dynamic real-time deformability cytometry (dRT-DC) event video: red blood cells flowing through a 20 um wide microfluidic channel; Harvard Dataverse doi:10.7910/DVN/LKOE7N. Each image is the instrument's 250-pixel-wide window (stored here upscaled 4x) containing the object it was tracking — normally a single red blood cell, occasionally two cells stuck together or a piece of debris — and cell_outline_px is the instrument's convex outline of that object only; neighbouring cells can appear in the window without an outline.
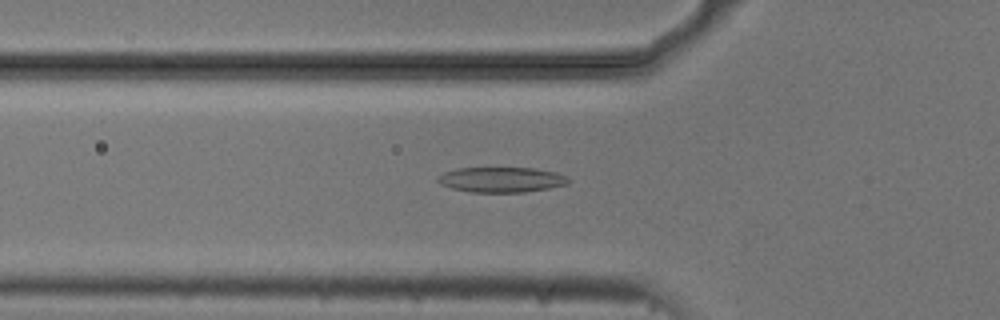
{"species": "common noctule bat (a hibernating species)", "species_latin": "Nyctalus noctula", "temperature_condition": "cold", "stored_images_in_passage": 53, "camera_frame_rate_fps": 3000, "um_per_image_px": 0.085, "animal": {"sex": "male", "body_mass_g": 20.5, "forearm_length_mm": 52.5}, "frame": {"image": 1, "passage_image": 18, "time_ms": 5.667, "image_size_px": [1000, 320], "cell_outline_px": [[572, 180], [568, 184], [548, 188], [524, 192], [472, 192], [452, 188], [440, 184], [436, 180], [436, 176], [444, 172], [456, 168], [532, 168], [556, 172], [568, 176]], "centroid_in_image_um": [42.62, 15.27], "position_along_channel_um": 83.2, "area_um2": 19.31}}
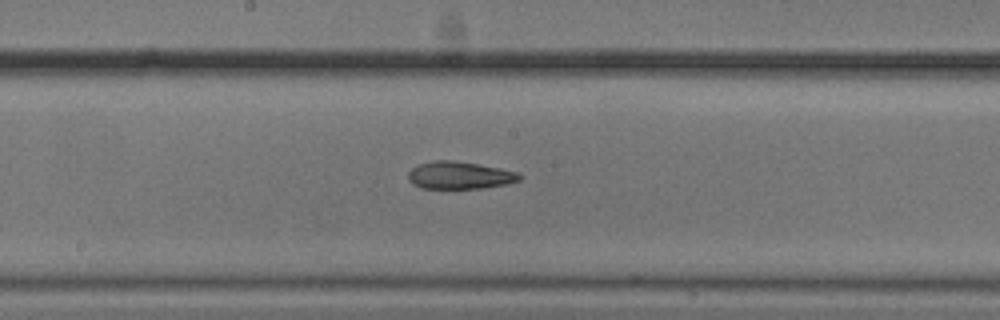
{"frame": {"image": 2, "passage_image": 28, "time_ms": 9.0, "image_size_px": [1000, 320], "cell_outline_px": [[520, 180], [508, 184], [480, 188], [420, 188], [412, 184], [408, 180], [408, 172], [412, 168], [420, 164], [432, 160], [452, 160], [476, 164], [516, 172], [520, 176]], "centroid_in_image_um": [39.0, 14.91], "position_along_channel_um": 209.2, "area_um2": 17.57}}
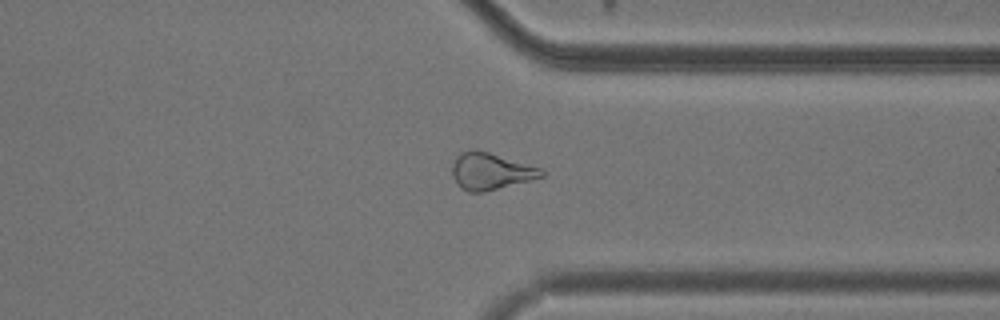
{"frame": {"image": 3, "passage_image": 41, "time_ms": 13.333, "image_size_px": [1000, 320], "cell_outline_px": [[544, 176], [484, 192], [468, 192], [460, 188], [452, 176], [452, 164], [456, 156], [460, 152], [488, 152], [540, 168], [544, 172]], "centroid_in_image_um": [41.66, 14.59], "position_along_channel_um": 369.7, "area_um2": 18.61}, "authors_computed_cell_mechanics": {"area_um2": 19.8254, "velocity_mm_per_s": 3.737, "shape_relaxation_time_tau1_ms": 6.8731, "shape_relaxation_time_tau2_ms": 4.3791, "deformation_change_tau1": 0.1753, "deformation_change_tau2": 0.1171}}